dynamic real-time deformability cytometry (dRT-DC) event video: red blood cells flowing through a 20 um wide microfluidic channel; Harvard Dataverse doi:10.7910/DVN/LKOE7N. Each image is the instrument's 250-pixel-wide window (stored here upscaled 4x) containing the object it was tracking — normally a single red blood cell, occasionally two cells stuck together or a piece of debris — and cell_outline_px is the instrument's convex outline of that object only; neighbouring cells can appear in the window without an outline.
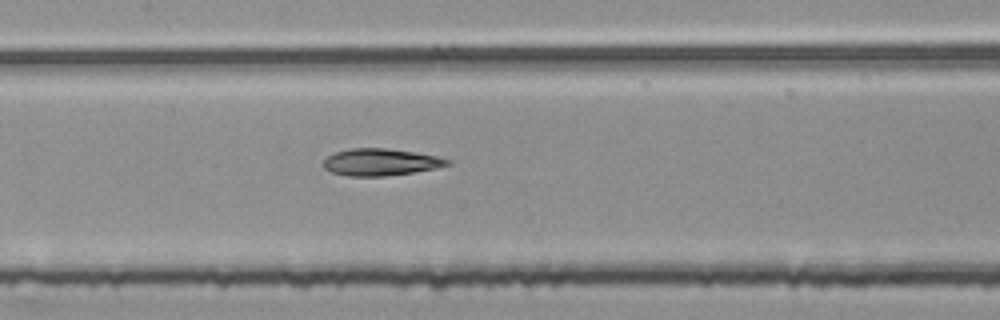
{"species": "common noctule bat (a hibernating species)", "species_latin": "Nyctalus noctula", "temperature_condition": "room temperature", "stored_images_in_passage": 47, "segment_of_instrument_passage": [2, 2], "camera_frame_rate_fps": 3000, "um_per_image_px": 0.085, "animal": {"sex": "female", "body_mass_g": 25.1}, "frame": {"image": 1, "passage_image": 19, "time_ms": 6.0, "image_size_px": [1000, 320], "cell_outline_px": [[452, 164], [436, 168], [412, 172], [384, 176], [348, 176], [332, 172], [324, 168], [320, 164], [328, 156], [336, 152], [352, 148], [384, 148], [412, 152], [436, 156], [452, 160]], "centroid_in_image_um": [32.34, 13.78], "position_along_channel_um": 175.1, "area_um2": 19.36}}
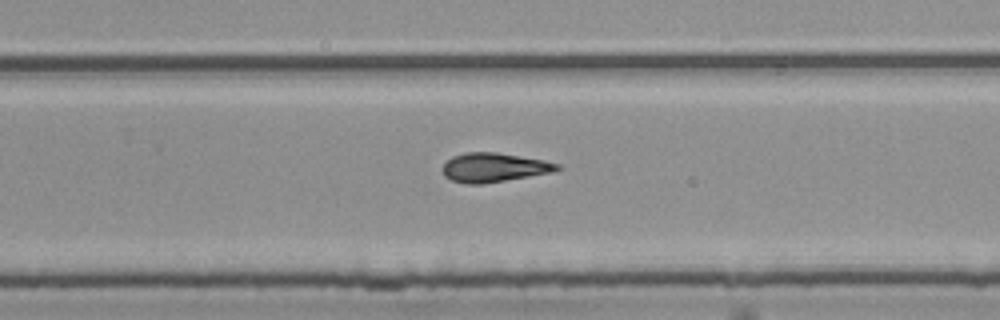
{"frame": {"image": 2, "passage_image": 28, "time_ms": 9.0, "image_size_px": [1000, 320], "cell_outline_px": [[560, 168], [552, 172], [480, 184], [464, 184], [452, 180], [444, 176], [444, 164], [452, 156], [464, 152], [496, 152], [544, 160], [560, 164]], "centroid_in_image_um": [41.96, 14.22], "position_along_channel_um": 287.8, "area_um2": 19.19}}
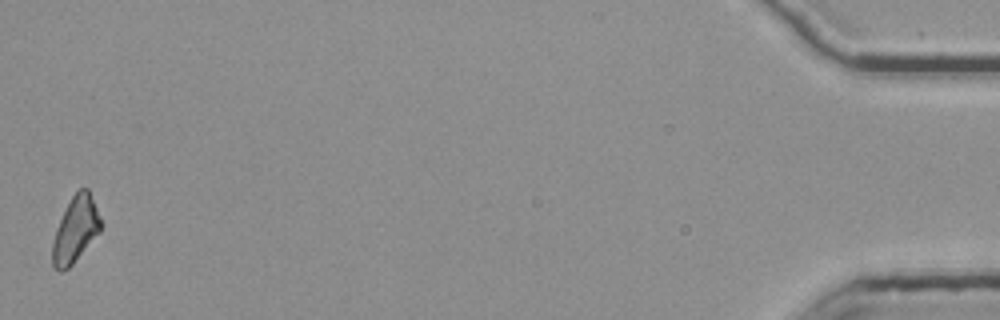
{"frame": {"image": 3, "passage_image": 47, "time_ms": 15.333, "image_size_px": [1000, 320], "cell_outline_px": [[100, 232], [72, 264], [68, 268], [60, 272], [52, 268], [52, 240], [60, 220], [72, 196], [80, 188], [88, 188], [100, 216]], "centroid_in_image_um": [6.39, 19.55], "position_along_channel_um": 428.8, "area_um2": 18.26}}